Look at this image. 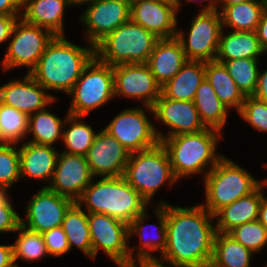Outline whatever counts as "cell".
I'll return each mask as SVG.
<instances>
[{"instance_id": "6da1fadb", "label": "cell", "mask_w": 267, "mask_h": 267, "mask_svg": "<svg viewBox=\"0 0 267 267\" xmlns=\"http://www.w3.org/2000/svg\"><path fill=\"white\" fill-rule=\"evenodd\" d=\"M166 204L167 247L156 262L169 267H209L216 234L214 216L201 204L178 207Z\"/></svg>"}, {"instance_id": "7a4b0ae2", "label": "cell", "mask_w": 267, "mask_h": 267, "mask_svg": "<svg viewBox=\"0 0 267 267\" xmlns=\"http://www.w3.org/2000/svg\"><path fill=\"white\" fill-rule=\"evenodd\" d=\"M88 46L81 47L64 35H55L29 74L47 91H62L67 95L95 56V47Z\"/></svg>"}, {"instance_id": "3957f363", "label": "cell", "mask_w": 267, "mask_h": 267, "mask_svg": "<svg viewBox=\"0 0 267 267\" xmlns=\"http://www.w3.org/2000/svg\"><path fill=\"white\" fill-rule=\"evenodd\" d=\"M223 138L220 131L206 128L197 133L180 134L162 139L173 174L177 180L194 174H207L223 157L217 144ZM210 165V166H209Z\"/></svg>"}, {"instance_id": "277c9868", "label": "cell", "mask_w": 267, "mask_h": 267, "mask_svg": "<svg viewBox=\"0 0 267 267\" xmlns=\"http://www.w3.org/2000/svg\"><path fill=\"white\" fill-rule=\"evenodd\" d=\"M94 182L76 201L87 213H103L129 225L149 206L123 176L101 177Z\"/></svg>"}, {"instance_id": "5b68a950", "label": "cell", "mask_w": 267, "mask_h": 267, "mask_svg": "<svg viewBox=\"0 0 267 267\" xmlns=\"http://www.w3.org/2000/svg\"><path fill=\"white\" fill-rule=\"evenodd\" d=\"M205 203H200L213 216L223 207L255 191L263 182L246 169L223 157L203 175Z\"/></svg>"}, {"instance_id": "8992f818", "label": "cell", "mask_w": 267, "mask_h": 267, "mask_svg": "<svg viewBox=\"0 0 267 267\" xmlns=\"http://www.w3.org/2000/svg\"><path fill=\"white\" fill-rule=\"evenodd\" d=\"M160 38L129 20L95 46V56L110 66L147 63Z\"/></svg>"}, {"instance_id": "52a82bcc", "label": "cell", "mask_w": 267, "mask_h": 267, "mask_svg": "<svg viewBox=\"0 0 267 267\" xmlns=\"http://www.w3.org/2000/svg\"><path fill=\"white\" fill-rule=\"evenodd\" d=\"M123 177L149 205L156 191L167 182L169 186L178 182L161 142L149 149L130 153Z\"/></svg>"}, {"instance_id": "ba28073f", "label": "cell", "mask_w": 267, "mask_h": 267, "mask_svg": "<svg viewBox=\"0 0 267 267\" xmlns=\"http://www.w3.org/2000/svg\"><path fill=\"white\" fill-rule=\"evenodd\" d=\"M68 95L72 96L68 113L74 116L86 117L105 105L115 97L113 66L94 56Z\"/></svg>"}, {"instance_id": "9c48e42d", "label": "cell", "mask_w": 267, "mask_h": 267, "mask_svg": "<svg viewBox=\"0 0 267 267\" xmlns=\"http://www.w3.org/2000/svg\"><path fill=\"white\" fill-rule=\"evenodd\" d=\"M54 36L50 30L18 18L13 26L11 40L2 61L3 72L16 67H27L26 71L29 74L37 66Z\"/></svg>"}, {"instance_id": "30bf717a", "label": "cell", "mask_w": 267, "mask_h": 267, "mask_svg": "<svg viewBox=\"0 0 267 267\" xmlns=\"http://www.w3.org/2000/svg\"><path fill=\"white\" fill-rule=\"evenodd\" d=\"M124 109L104 128L130 153L149 149L165 138V133L157 130L149 121L147 111L154 114L149 106ZM147 108V109H146ZM146 110V112H145ZM147 113V114H146Z\"/></svg>"}, {"instance_id": "8fae6325", "label": "cell", "mask_w": 267, "mask_h": 267, "mask_svg": "<svg viewBox=\"0 0 267 267\" xmlns=\"http://www.w3.org/2000/svg\"><path fill=\"white\" fill-rule=\"evenodd\" d=\"M222 20L218 10L199 11L190 23L187 37L180 29L176 38L180 41L188 61H214L219 48Z\"/></svg>"}, {"instance_id": "7c38bea8", "label": "cell", "mask_w": 267, "mask_h": 267, "mask_svg": "<svg viewBox=\"0 0 267 267\" xmlns=\"http://www.w3.org/2000/svg\"><path fill=\"white\" fill-rule=\"evenodd\" d=\"M88 224L93 259L102 249L118 267H129L128 224L103 213H88Z\"/></svg>"}, {"instance_id": "4fadbf2b", "label": "cell", "mask_w": 267, "mask_h": 267, "mask_svg": "<svg viewBox=\"0 0 267 267\" xmlns=\"http://www.w3.org/2000/svg\"><path fill=\"white\" fill-rule=\"evenodd\" d=\"M131 0H96L80 16L88 44L94 47L109 33L130 20Z\"/></svg>"}, {"instance_id": "5bb4252c", "label": "cell", "mask_w": 267, "mask_h": 267, "mask_svg": "<svg viewBox=\"0 0 267 267\" xmlns=\"http://www.w3.org/2000/svg\"><path fill=\"white\" fill-rule=\"evenodd\" d=\"M114 96L142 100V106L153 107L160 97L161 86L156 82L147 63H126L113 66Z\"/></svg>"}, {"instance_id": "9a60e30c", "label": "cell", "mask_w": 267, "mask_h": 267, "mask_svg": "<svg viewBox=\"0 0 267 267\" xmlns=\"http://www.w3.org/2000/svg\"><path fill=\"white\" fill-rule=\"evenodd\" d=\"M74 203L70 198L42 187L26 205L27 219L21 218V225L37 233L61 227L66 212Z\"/></svg>"}, {"instance_id": "2e32d148", "label": "cell", "mask_w": 267, "mask_h": 267, "mask_svg": "<svg viewBox=\"0 0 267 267\" xmlns=\"http://www.w3.org/2000/svg\"><path fill=\"white\" fill-rule=\"evenodd\" d=\"M95 177L86 156L59 152L48 189L76 202Z\"/></svg>"}, {"instance_id": "e0dca14e", "label": "cell", "mask_w": 267, "mask_h": 267, "mask_svg": "<svg viewBox=\"0 0 267 267\" xmlns=\"http://www.w3.org/2000/svg\"><path fill=\"white\" fill-rule=\"evenodd\" d=\"M177 7L173 0H131L130 20L158 38L176 37Z\"/></svg>"}, {"instance_id": "ac0fdd59", "label": "cell", "mask_w": 267, "mask_h": 267, "mask_svg": "<svg viewBox=\"0 0 267 267\" xmlns=\"http://www.w3.org/2000/svg\"><path fill=\"white\" fill-rule=\"evenodd\" d=\"M129 155L117 139L101 129L86 154V160L95 178L118 177L124 175Z\"/></svg>"}, {"instance_id": "d6986e66", "label": "cell", "mask_w": 267, "mask_h": 267, "mask_svg": "<svg viewBox=\"0 0 267 267\" xmlns=\"http://www.w3.org/2000/svg\"><path fill=\"white\" fill-rule=\"evenodd\" d=\"M21 79H13L0 86L1 103L12 106L29 116L56 101L57 97L49 94L30 74L26 73Z\"/></svg>"}, {"instance_id": "ffe728a7", "label": "cell", "mask_w": 267, "mask_h": 267, "mask_svg": "<svg viewBox=\"0 0 267 267\" xmlns=\"http://www.w3.org/2000/svg\"><path fill=\"white\" fill-rule=\"evenodd\" d=\"M154 211L158 217L159 226L152 224L154 227L158 228L156 236L149 237V234L145 232L147 229L144 222L149 219V215L146 210L138 215L129 225H128V234L129 239L137 235L140 239V246H129V267H134L135 261L137 263L142 262H152L156 261L158 258L152 255L154 251H159L160 256L163 254L167 247V214H166V204L162 206H154ZM157 230V229H156ZM155 230V231H156ZM147 233L148 235H146ZM148 236V237H147ZM154 237V238H153ZM137 248V249H136ZM134 250H136L134 252ZM135 253V254H133ZM135 256V258H134Z\"/></svg>"}, {"instance_id": "44dd1931", "label": "cell", "mask_w": 267, "mask_h": 267, "mask_svg": "<svg viewBox=\"0 0 267 267\" xmlns=\"http://www.w3.org/2000/svg\"><path fill=\"white\" fill-rule=\"evenodd\" d=\"M152 108L156 120L160 121V124L164 123L169 129L165 138L206 129L194 101L173 100L160 94Z\"/></svg>"}, {"instance_id": "7402d4cb", "label": "cell", "mask_w": 267, "mask_h": 267, "mask_svg": "<svg viewBox=\"0 0 267 267\" xmlns=\"http://www.w3.org/2000/svg\"><path fill=\"white\" fill-rule=\"evenodd\" d=\"M59 151L54 146L25 142L19 147L20 177L50 184Z\"/></svg>"}, {"instance_id": "603a6c76", "label": "cell", "mask_w": 267, "mask_h": 267, "mask_svg": "<svg viewBox=\"0 0 267 267\" xmlns=\"http://www.w3.org/2000/svg\"><path fill=\"white\" fill-rule=\"evenodd\" d=\"M187 62L180 41L176 38H162L155 44L147 65L156 82L162 87L171 80Z\"/></svg>"}, {"instance_id": "cb8c5ba5", "label": "cell", "mask_w": 267, "mask_h": 267, "mask_svg": "<svg viewBox=\"0 0 267 267\" xmlns=\"http://www.w3.org/2000/svg\"><path fill=\"white\" fill-rule=\"evenodd\" d=\"M267 187L264 182L252 193L241 197L232 204L223 207L215 215V229L219 233H228L233 228L246 222L257 220L262 198L265 196L263 188Z\"/></svg>"}, {"instance_id": "d4e9b609", "label": "cell", "mask_w": 267, "mask_h": 267, "mask_svg": "<svg viewBox=\"0 0 267 267\" xmlns=\"http://www.w3.org/2000/svg\"><path fill=\"white\" fill-rule=\"evenodd\" d=\"M69 6L68 0H22L21 18L50 30L54 35H65L64 11Z\"/></svg>"}, {"instance_id": "484cf974", "label": "cell", "mask_w": 267, "mask_h": 267, "mask_svg": "<svg viewBox=\"0 0 267 267\" xmlns=\"http://www.w3.org/2000/svg\"><path fill=\"white\" fill-rule=\"evenodd\" d=\"M204 79L205 62L187 60L177 74L161 87V94L173 100L194 101Z\"/></svg>"}, {"instance_id": "4316f807", "label": "cell", "mask_w": 267, "mask_h": 267, "mask_svg": "<svg viewBox=\"0 0 267 267\" xmlns=\"http://www.w3.org/2000/svg\"><path fill=\"white\" fill-rule=\"evenodd\" d=\"M224 34L223 28L215 60L259 59L261 55L265 54L256 31L231 30L230 33Z\"/></svg>"}, {"instance_id": "83f0119b", "label": "cell", "mask_w": 267, "mask_h": 267, "mask_svg": "<svg viewBox=\"0 0 267 267\" xmlns=\"http://www.w3.org/2000/svg\"><path fill=\"white\" fill-rule=\"evenodd\" d=\"M194 104L200 120L206 128L222 131L227 123L228 107L218 98L213 87L205 78L199 85Z\"/></svg>"}, {"instance_id": "f1b7e54d", "label": "cell", "mask_w": 267, "mask_h": 267, "mask_svg": "<svg viewBox=\"0 0 267 267\" xmlns=\"http://www.w3.org/2000/svg\"><path fill=\"white\" fill-rule=\"evenodd\" d=\"M205 78L228 109L235 108L237 112L241 109L245 96L239 90L223 63L216 60L205 62Z\"/></svg>"}, {"instance_id": "f546056e", "label": "cell", "mask_w": 267, "mask_h": 267, "mask_svg": "<svg viewBox=\"0 0 267 267\" xmlns=\"http://www.w3.org/2000/svg\"><path fill=\"white\" fill-rule=\"evenodd\" d=\"M253 254L227 233L216 232L209 267H250Z\"/></svg>"}, {"instance_id": "4dcf8cb0", "label": "cell", "mask_w": 267, "mask_h": 267, "mask_svg": "<svg viewBox=\"0 0 267 267\" xmlns=\"http://www.w3.org/2000/svg\"><path fill=\"white\" fill-rule=\"evenodd\" d=\"M265 11L264 0H252L225 6L220 11L222 27L234 31H256Z\"/></svg>"}, {"instance_id": "1f68e13d", "label": "cell", "mask_w": 267, "mask_h": 267, "mask_svg": "<svg viewBox=\"0 0 267 267\" xmlns=\"http://www.w3.org/2000/svg\"><path fill=\"white\" fill-rule=\"evenodd\" d=\"M61 227L68 238L70 250L76 246L93 259L88 213H85L76 202L66 212Z\"/></svg>"}, {"instance_id": "d6a6232c", "label": "cell", "mask_w": 267, "mask_h": 267, "mask_svg": "<svg viewBox=\"0 0 267 267\" xmlns=\"http://www.w3.org/2000/svg\"><path fill=\"white\" fill-rule=\"evenodd\" d=\"M65 120L66 117L62 120L46 108L29 115L28 134L33 137L27 142L53 146L62 139Z\"/></svg>"}, {"instance_id": "836d02e7", "label": "cell", "mask_w": 267, "mask_h": 267, "mask_svg": "<svg viewBox=\"0 0 267 267\" xmlns=\"http://www.w3.org/2000/svg\"><path fill=\"white\" fill-rule=\"evenodd\" d=\"M65 116L63 129L65 127L68 129L65 128L62 133V142L66 148L62 152L86 156L97 133L94 132L92 126L81 120L84 116H74L69 113Z\"/></svg>"}, {"instance_id": "e575fe53", "label": "cell", "mask_w": 267, "mask_h": 267, "mask_svg": "<svg viewBox=\"0 0 267 267\" xmlns=\"http://www.w3.org/2000/svg\"><path fill=\"white\" fill-rule=\"evenodd\" d=\"M29 116L0 102V143L16 144L28 136Z\"/></svg>"}, {"instance_id": "d590c367", "label": "cell", "mask_w": 267, "mask_h": 267, "mask_svg": "<svg viewBox=\"0 0 267 267\" xmlns=\"http://www.w3.org/2000/svg\"><path fill=\"white\" fill-rule=\"evenodd\" d=\"M16 232H19L18 238L12 244L13 262L16 267H19L16 263L19 259L35 262L49 255L42 233L30 231L22 225Z\"/></svg>"}, {"instance_id": "8d00e7d4", "label": "cell", "mask_w": 267, "mask_h": 267, "mask_svg": "<svg viewBox=\"0 0 267 267\" xmlns=\"http://www.w3.org/2000/svg\"><path fill=\"white\" fill-rule=\"evenodd\" d=\"M259 59L239 58L234 60H216L224 64L239 90L246 96H253L259 75Z\"/></svg>"}, {"instance_id": "74e56055", "label": "cell", "mask_w": 267, "mask_h": 267, "mask_svg": "<svg viewBox=\"0 0 267 267\" xmlns=\"http://www.w3.org/2000/svg\"><path fill=\"white\" fill-rule=\"evenodd\" d=\"M227 234L254 254L267 246V230L258 219L241 224Z\"/></svg>"}, {"instance_id": "f35d334b", "label": "cell", "mask_w": 267, "mask_h": 267, "mask_svg": "<svg viewBox=\"0 0 267 267\" xmlns=\"http://www.w3.org/2000/svg\"><path fill=\"white\" fill-rule=\"evenodd\" d=\"M20 179L19 147L0 143V185L11 188Z\"/></svg>"}, {"instance_id": "ab89813d", "label": "cell", "mask_w": 267, "mask_h": 267, "mask_svg": "<svg viewBox=\"0 0 267 267\" xmlns=\"http://www.w3.org/2000/svg\"><path fill=\"white\" fill-rule=\"evenodd\" d=\"M238 114L254 129L261 133L267 132V103L253 96H246Z\"/></svg>"}, {"instance_id": "60d3db41", "label": "cell", "mask_w": 267, "mask_h": 267, "mask_svg": "<svg viewBox=\"0 0 267 267\" xmlns=\"http://www.w3.org/2000/svg\"><path fill=\"white\" fill-rule=\"evenodd\" d=\"M42 235L49 255L61 257L70 251L68 238L62 227L45 231Z\"/></svg>"}, {"instance_id": "b9f144b4", "label": "cell", "mask_w": 267, "mask_h": 267, "mask_svg": "<svg viewBox=\"0 0 267 267\" xmlns=\"http://www.w3.org/2000/svg\"><path fill=\"white\" fill-rule=\"evenodd\" d=\"M21 225V216L14 210L12 204L0 206V233H13Z\"/></svg>"}, {"instance_id": "7bdbcfd3", "label": "cell", "mask_w": 267, "mask_h": 267, "mask_svg": "<svg viewBox=\"0 0 267 267\" xmlns=\"http://www.w3.org/2000/svg\"><path fill=\"white\" fill-rule=\"evenodd\" d=\"M18 18L21 16L0 15V45L10 40L13 26Z\"/></svg>"}, {"instance_id": "ee69618b", "label": "cell", "mask_w": 267, "mask_h": 267, "mask_svg": "<svg viewBox=\"0 0 267 267\" xmlns=\"http://www.w3.org/2000/svg\"><path fill=\"white\" fill-rule=\"evenodd\" d=\"M22 0H0V15L21 16Z\"/></svg>"}, {"instance_id": "f6af8a7d", "label": "cell", "mask_w": 267, "mask_h": 267, "mask_svg": "<svg viewBox=\"0 0 267 267\" xmlns=\"http://www.w3.org/2000/svg\"><path fill=\"white\" fill-rule=\"evenodd\" d=\"M253 97L267 103V69L261 72L259 71L258 83Z\"/></svg>"}, {"instance_id": "bcb514c9", "label": "cell", "mask_w": 267, "mask_h": 267, "mask_svg": "<svg viewBox=\"0 0 267 267\" xmlns=\"http://www.w3.org/2000/svg\"><path fill=\"white\" fill-rule=\"evenodd\" d=\"M257 37L262 49L267 54V11H265L256 29Z\"/></svg>"}, {"instance_id": "7dc6e473", "label": "cell", "mask_w": 267, "mask_h": 267, "mask_svg": "<svg viewBox=\"0 0 267 267\" xmlns=\"http://www.w3.org/2000/svg\"><path fill=\"white\" fill-rule=\"evenodd\" d=\"M0 267H16L13 262L12 244L0 245Z\"/></svg>"}, {"instance_id": "c3c4849f", "label": "cell", "mask_w": 267, "mask_h": 267, "mask_svg": "<svg viewBox=\"0 0 267 267\" xmlns=\"http://www.w3.org/2000/svg\"><path fill=\"white\" fill-rule=\"evenodd\" d=\"M174 1V3L176 4V7H177V10L179 11L180 10V8L182 7L181 5H182V2H181V0H173ZM187 3L188 2H196V0H185ZM206 2L207 1V3L208 4H206V5H204L201 9H200V11H215V10H217V5H218V0H201L200 2Z\"/></svg>"}, {"instance_id": "681fc988", "label": "cell", "mask_w": 267, "mask_h": 267, "mask_svg": "<svg viewBox=\"0 0 267 267\" xmlns=\"http://www.w3.org/2000/svg\"><path fill=\"white\" fill-rule=\"evenodd\" d=\"M258 220L267 230V197L262 198L260 208H259V217Z\"/></svg>"}, {"instance_id": "f907efd6", "label": "cell", "mask_w": 267, "mask_h": 267, "mask_svg": "<svg viewBox=\"0 0 267 267\" xmlns=\"http://www.w3.org/2000/svg\"><path fill=\"white\" fill-rule=\"evenodd\" d=\"M8 189H10V187L8 186H4V185H0V206H4L6 204H11L10 202V198L7 194Z\"/></svg>"}, {"instance_id": "816d5d0a", "label": "cell", "mask_w": 267, "mask_h": 267, "mask_svg": "<svg viewBox=\"0 0 267 267\" xmlns=\"http://www.w3.org/2000/svg\"><path fill=\"white\" fill-rule=\"evenodd\" d=\"M247 1H252V0H218L219 4L217 5V10L220 12L225 6L235 5ZM218 7H220V9Z\"/></svg>"}, {"instance_id": "f5cc1de1", "label": "cell", "mask_w": 267, "mask_h": 267, "mask_svg": "<svg viewBox=\"0 0 267 267\" xmlns=\"http://www.w3.org/2000/svg\"><path fill=\"white\" fill-rule=\"evenodd\" d=\"M96 0H68V2H69V4H70V6L72 5H74V6H82V5H89V4H92L93 2H95Z\"/></svg>"}, {"instance_id": "db71d44e", "label": "cell", "mask_w": 267, "mask_h": 267, "mask_svg": "<svg viewBox=\"0 0 267 267\" xmlns=\"http://www.w3.org/2000/svg\"><path fill=\"white\" fill-rule=\"evenodd\" d=\"M167 267L164 265H161L159 263H157L156 261H152V262H142V263H138L134 265V267Z\"/></svg>"}, {"instance_id": "11a10c76", "label": "cell", "mask_w": 267, "mask_h": 267, "mask_svg": "<svg viewBox=\"0 0 267 267\" xmlns=\"http://www.w3.org/2000/svg\"><path fill=\"white\" fill-rule=\"evenodd\" d=\"M265 10L267 11V0H264Z\"/></svg>"}]
</instances>
